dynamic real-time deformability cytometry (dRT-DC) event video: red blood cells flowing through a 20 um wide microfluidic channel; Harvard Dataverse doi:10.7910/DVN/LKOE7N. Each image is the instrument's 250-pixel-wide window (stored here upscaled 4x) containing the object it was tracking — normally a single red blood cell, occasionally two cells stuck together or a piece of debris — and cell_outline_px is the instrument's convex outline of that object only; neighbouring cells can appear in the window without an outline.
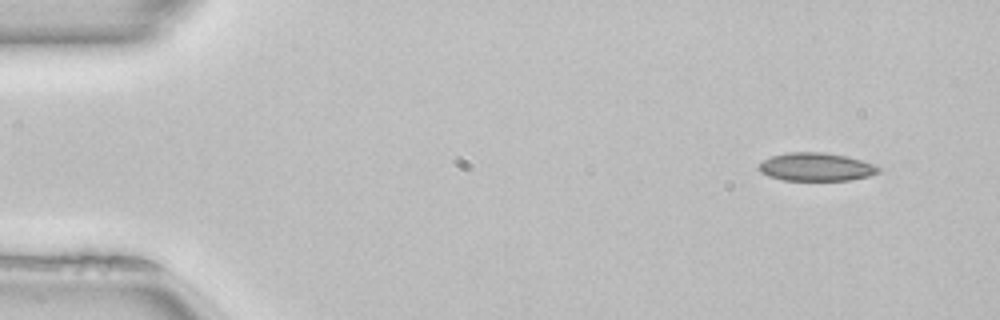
{"species": "common noctule bat (a hibernating species)", "species_latin": "Nyctalus noctula", "temperature_condition": "room temperature", "stored_images_in_passage": 50, "camera_frame_rate_fps": 3000, "um_per_image_px": 0.085, "animal": {"sex": "female", "body_mass_g": 22.7, "forearm_length_mm": 54.2}, "frame": {"image": 1, "passage_image": 4, "time_ms": 1.0, "image_size_px": [1000, 320], "cell_outline_px": [[880, 172], [868, 176], [848, 180], [784, 180], [768, 176], [760, 172], [760, 164], [764, 160], [772, 156], [788, 152], [824, 152], [844, 156], [876, 164], [880, 168]], "centroid_in_image_um": [69.38, 14.19], "position_along_channel_um": 15.6, "area_um2": 19.48}}
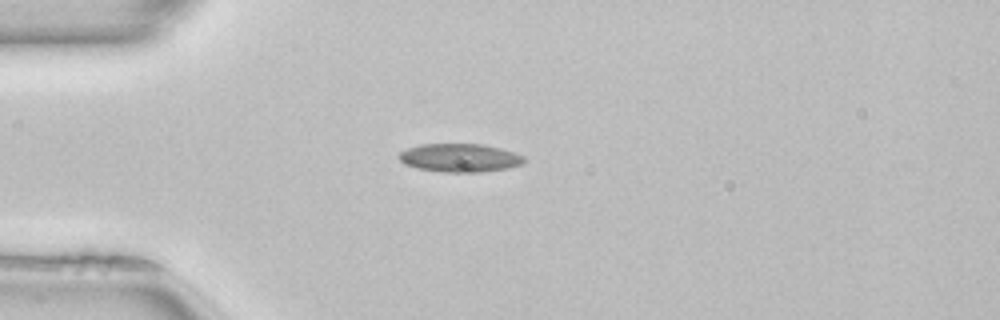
{"frame": {"image": 2, "passage_image": 13, "time_ms": 4.0, "image_size_px": [1000, 320], "cell_outline_px": [[524, 160], [520, 164], [508, 168], [480, 172], [440, 172], [416, 168], [404, 164], [396, 156], [400, 152], [408, 148], [420, 144], [484, 144], [516, 152], [524, 156]], "centroid_in_image_um": [39.05, 13.41], "position_along_channel_um": 45.9, "area_um2": 20.81}}
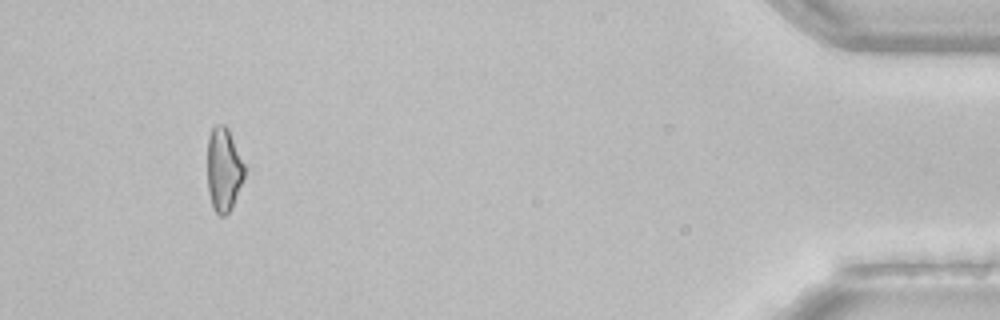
{"frame": {"image": 3, "passage_image": 47, "time_ms": 15.333, "image_size_px": [1000, 320], "cell_outline_px": [[244, 176], [232, 208], [224, 216], [220, 216], [212, 208], [208, 192], [208, 136], [212, 128], [216, 124], [224, 124], [228, 128], [244, 164]], "centroid_in_image_um": [19.0, 14.42], "position_along_channel_um": 416.2, "area_um2": 18.03}, "authors_computed_cell_mechanics": {"area_um2": 19.1029, "velocity_mm_per_s": 4.0473, "shape_relaxation_time_tau1_ms": 7.0152, "shape_relaxation_time_tau2_ms": 5.8099, "deformation_change_tau1": 0.1746, "deformation_change_tau2": 0.158}}